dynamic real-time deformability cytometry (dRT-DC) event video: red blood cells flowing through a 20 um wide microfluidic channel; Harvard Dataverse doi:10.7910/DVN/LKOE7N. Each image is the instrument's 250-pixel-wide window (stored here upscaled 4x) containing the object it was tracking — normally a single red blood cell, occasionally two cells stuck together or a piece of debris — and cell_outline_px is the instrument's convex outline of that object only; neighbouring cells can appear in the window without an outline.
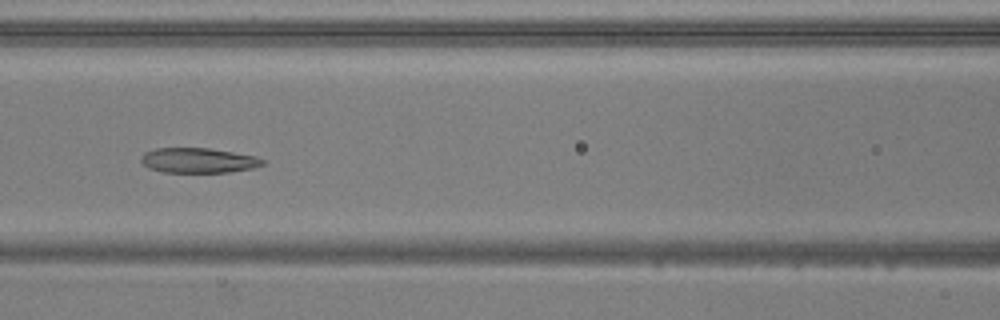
{"species": "common noctule bat (a hibernating species)", "species_latin": "Nyctalus noctula", "temperature_condition": "warm", "stored_images_in_passage": 53, "camera_frame_rate_fps": 3000, "um_per_image_px": 0.085, "animal": {"sex": "male", "body_mass_g": 20.5, "forearm_length_mm": 52.5}, "frame": {"image": 1, "passage_image": 24, "time_ms": 7.667, "image_size_px": [1000, 320], "cell_outline_px": [[264, 164], [252, 168], [228, 172], [164, 172], [148, 168], [140, 160], [140, 156], [144, 152], [156, 148], [208, 148], [256, 156], [264, 160]], "centroid_in_image_um": [16.82, 13.63], "position_along_channel_um": 149.8, "area_um2": 17.63}}
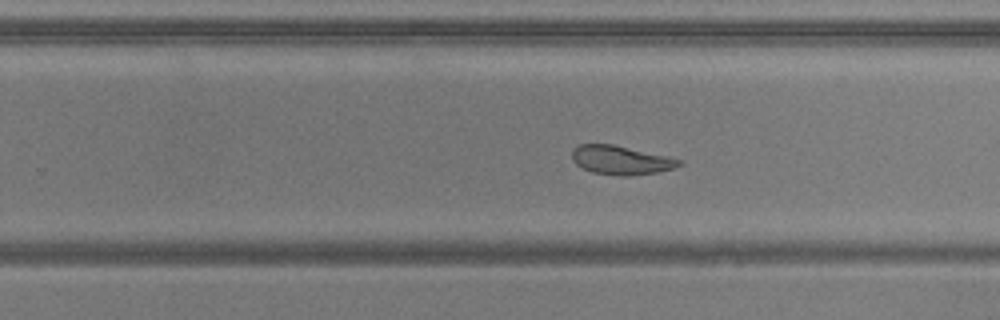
{"frame": {"image": 2, "passage_image": 34, "time_ms": 11.0, "image_size_px": [1000, 320], "cell_outline_px": [[684, 164], [676, 168], [656, 172], [628, 176], [620, 176], [592, 172], [576, 164], [572, 160], [572, 152], [580, 144], [612, 144], [668, 156], [684, 160]], "centroid_in_image_um": [52.84, 13.61], "position_along_channel_um": 277.0, "area_um2": 18.03}}
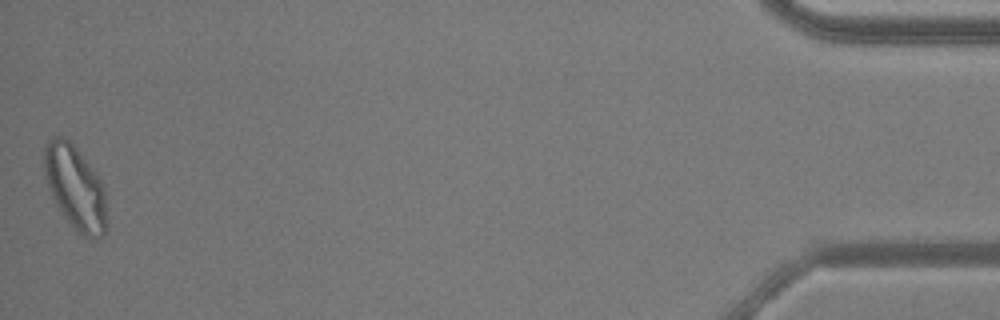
{"frame": {"image": 3, "passage_image": 53, "time_ms": 17.333, "image_size_px": [1000, 320], "cell_outline_px": [[108, 232], [104, 236], [92, 240], [76, 232], [60, 212], [48, 188], [44, 176], [44, 144], [52, 136], [64, 136], [76, 148], [96, 172], [104, 188]], "centroid_in_image_um": [6.4, 15.99], "position_along_channel_um": 428.8, "area_um2": 31.15}, "authors_computed_cell_mechanics": {"area_um2": 23.0622, "velocity_mm_per_s": 3.8333, "shape_relaxation_time_tau1_ms": 11.1996, "shape_relaxation_time_tau2_ms": 3.2619, "deformation_change_tau1": 0.2798, "deformation_change_tau2": 0.1128}}